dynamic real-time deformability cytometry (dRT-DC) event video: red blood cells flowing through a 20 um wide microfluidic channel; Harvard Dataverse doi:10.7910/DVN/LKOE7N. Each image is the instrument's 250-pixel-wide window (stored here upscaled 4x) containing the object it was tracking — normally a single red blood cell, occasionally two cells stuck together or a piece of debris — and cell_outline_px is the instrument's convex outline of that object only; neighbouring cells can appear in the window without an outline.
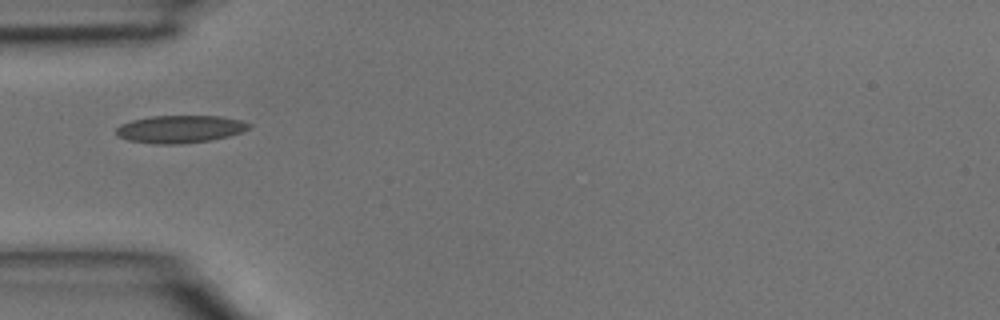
{"species": "common noctule bat (a hibernating species)", "species_latin": "Nyctalus noctula", "temperature_condition": "room temperature", "stored_images_in_passage": 1, "camera_frame_rate_fps": 3000, "um_per_image_px": 0.085, "animal": {"sex": "male", "body_mass_g": 15.6}, "frame": {"image": 1, "passage_image": 1, "time_ms": 0.0, "image_size_px": [1000, 320], "cell_outline_px": [[252, 128], [228, 136], [212, 140], [176, 144], [156, 144], [128, 140], [116, 136], [116, 128], [120, 124], [132, 120], [152, 116], [220, 116], [240, 120], [252, 124]], "centroid_in_image_um": [15.3, 10.97], "position_along_channel_um": 69.7, "area_um2": 21.39}}